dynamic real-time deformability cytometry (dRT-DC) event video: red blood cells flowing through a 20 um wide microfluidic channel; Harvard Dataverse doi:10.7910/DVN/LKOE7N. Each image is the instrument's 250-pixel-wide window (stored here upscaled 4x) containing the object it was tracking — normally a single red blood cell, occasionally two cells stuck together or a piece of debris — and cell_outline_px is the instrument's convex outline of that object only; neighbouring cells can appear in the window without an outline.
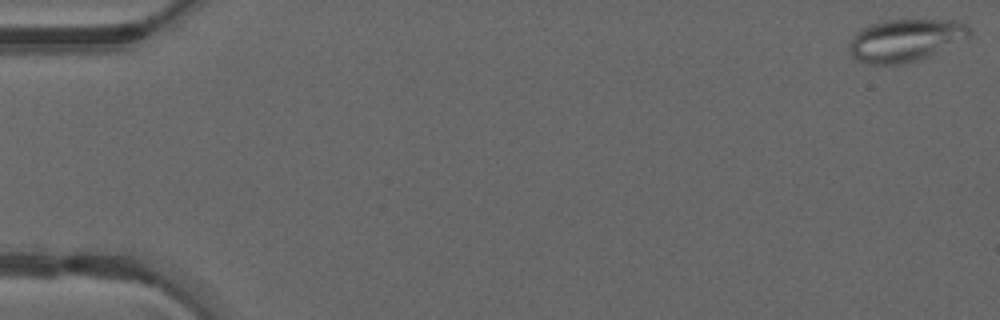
{"species": "common noctule bat (a hibernating species)", "species_latin": "Nyctalus noctula", "temperature_condition": "warm", "stored_images_in_passage": 49, "camera_frame_rate_fps": 3000, "um_per_image_px": 0.085, "animal": {"sex": "male", "forearm_length_mm": 52.5}, "frame": {"image": 1, "passage_image": 1, "time_ms": 0.0, "image_size_px": [1000, 320], "cell_outline_px": [[972, 32], [968, 36], [928, 56], [916, 60], [900, 64], [868, 64], [852, 56], [848, 48], [848, 44], [852, 36], [860, 28], [872, 24], [888, 20], [956, 20], [968, 24]], "centroid_in_image_um": [76.91, 3.4], "position_along_channel_um": 8.1, "area_um2": 29.36}}
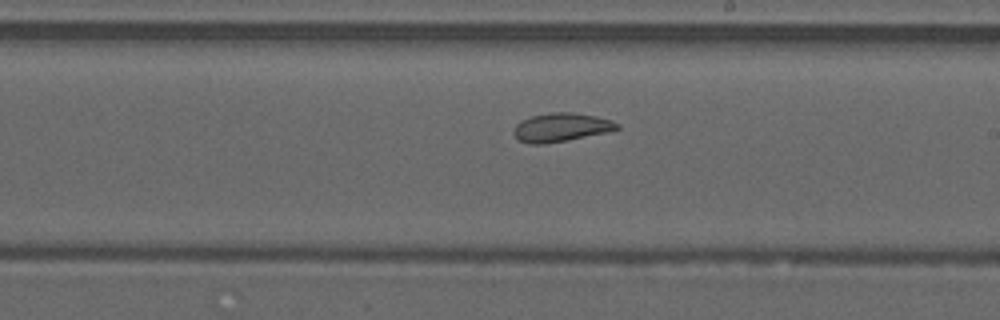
{"frame": {"image": 2, "passage_image": 29, "time_ms": 9.333, "image_size_px": [1000, 320], "cell_outline_px": [[620, 128], [608, 132], [544, 144], [532, 144], [520, 140], [512, 132], [516, 124], [520, 120], [532, 116], [552, 112], [572, 112], [596, 116], [620, 124]], "centroid_in_image_um": [47.68, 10.81], "position_along_channel_um": 241.3, "area_um2": 17.05}}
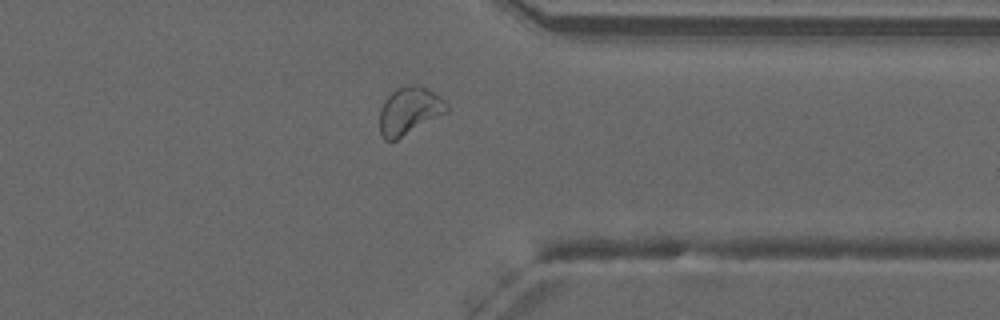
{"frame": {"image": 3, "passage_image": 39, "time_ms": 12.667, "image_size_px": [1000, 320], "cell_outline_px": [[448, 112], [396, 140], [384, 140], [380, 132], [380, 108], [384, 100], [396, 88], [408, 84], [416, 84], [428, 88], [440, 96], [448, 104]], "centroid_in_image_um": [34.8, 9.4], "position_along_channel_um": 376.6, "area_um2": 18.73}, "authors_computed_cell_mechanics": {"area_um2": 20.4034, "velocity_mm_per_s": 4.1859, "shape_relaxation_time_tau1_ms": null, "shape_relaxation_time_tau2_ms": 1.3462, "deformation_change_tau1": null, "deformation_change_tau2": 0.0623}}